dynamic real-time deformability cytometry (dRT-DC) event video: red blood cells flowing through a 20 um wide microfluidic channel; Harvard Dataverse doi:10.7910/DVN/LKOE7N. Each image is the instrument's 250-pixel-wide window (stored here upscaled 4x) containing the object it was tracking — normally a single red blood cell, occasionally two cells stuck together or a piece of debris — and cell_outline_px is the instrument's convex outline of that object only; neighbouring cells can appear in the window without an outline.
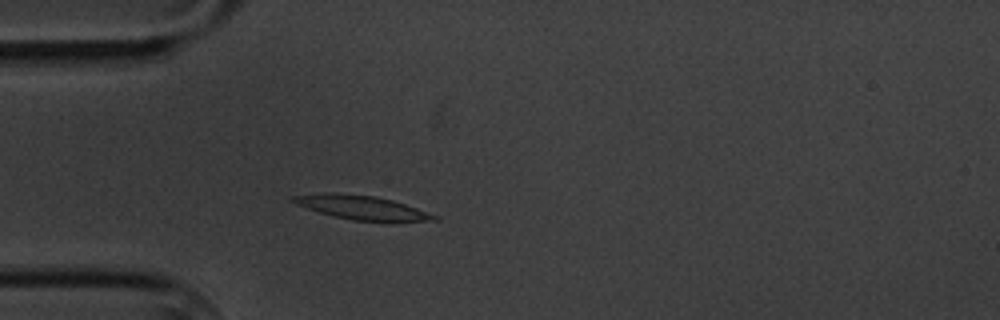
{"species": "common noctule bat (a hibernating species)", "species_latin": "Nyctalus noctula", "temperature_condition": "cold", "stored_images_in_passage": 1, "camera_frame_rate_fps": 3000, "um_per_image_px": 0.085, "animal": {"sex": "male", "body_mass_g": 20.1, "forearm_length_mm": 53.5}, "frame": {"image": 1, "passage_image": 1, "time_ms": 0.0, "image_size_px": [1000, 320], "cell_outline_px": [[440, 220], [352, 220], [332, 216], [296, 204], [288, 200], [292, 196], [332, 192], [376, 196], [392, 200], [440, 216]], "centroid_in_image_um": [30.7, 17.62], "position_along_channel_um": 54.3, "area_um2": 19.19}}